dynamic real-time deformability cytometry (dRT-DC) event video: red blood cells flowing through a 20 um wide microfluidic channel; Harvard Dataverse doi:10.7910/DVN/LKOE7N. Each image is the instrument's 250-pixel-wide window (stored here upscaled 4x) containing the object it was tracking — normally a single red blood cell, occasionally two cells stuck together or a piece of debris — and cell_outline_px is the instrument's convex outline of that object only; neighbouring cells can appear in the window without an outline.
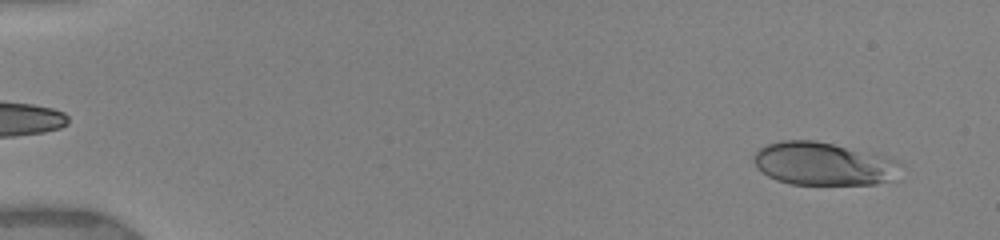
{"species": "human", "species_latin": "Homo sapiens", "temperature_condition": "warm", "stored_images_in_passage": 34, "camera_frame_rate_fps": 3000, "um_per_image_px": 0.085, "donor": {"sex": "female"}, "frame": {"image": 1, "passage_image": 3, "time_ms": 0.667, "image_size_px": [1000, 240], "cell_outline_px": [[904, 164], [888, 180], [876, 184], [792, 184], [776, 180], [768, 176], [756, 168], [752, 160], [752, 156], [760, 148], [768, 144], [780, 140], [816, 140], [896, 160]], "centroid_in_image_um": [69.88, 13.92], "position_along_channel_um": 15.1, "area_um2": 36.3}}
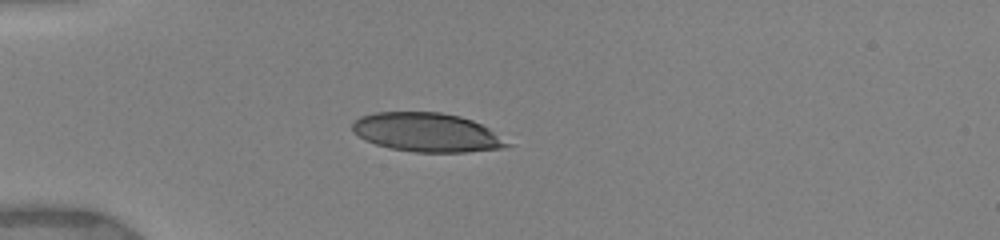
{"frame": {"image": 2, "passage_image": 24, "time_ms": 4.333, "image_size_px": [1000, 240], "cell_outline_px": [[512, 144], [500, 148], [468, 152], [416, 152], [388, 148], [364, 140], [352, 132], [352, 124], [360, 116], [376, 112], [440, 112], [460, 116], [472, 120], [488, 128]], "centroid_in_image_um": [36.24, 11.25], "position_along_channel_um": 48.8, "area_um2": 35.03}}
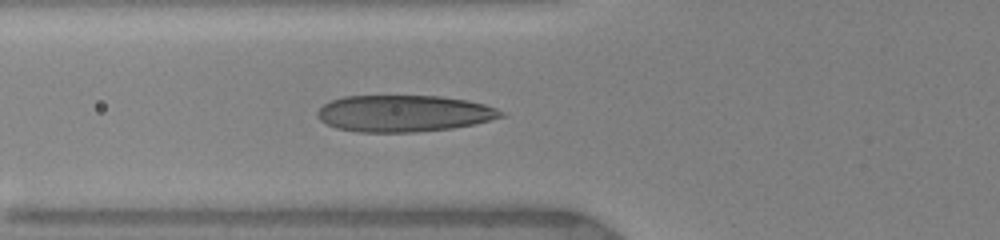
{"frame": {"image": 3, "passage_image": 31, "time_ms": 6.0, "image_size_px": [1000, 240], "cell_outline_px": [[504, 116], [472, 124], [452, 128], [416, 132], [356, 132], [336, 128], [320, 120], [316, 112], [324, 104], [332, 100], [344, 96], [440, 96], [468, 100], [484, 104], [496, 108], [504, 112]], "centroid_in_image_um": [34.31, 9.64], "position_along_channel_um": 91.5, "area_um2": 39.07}}